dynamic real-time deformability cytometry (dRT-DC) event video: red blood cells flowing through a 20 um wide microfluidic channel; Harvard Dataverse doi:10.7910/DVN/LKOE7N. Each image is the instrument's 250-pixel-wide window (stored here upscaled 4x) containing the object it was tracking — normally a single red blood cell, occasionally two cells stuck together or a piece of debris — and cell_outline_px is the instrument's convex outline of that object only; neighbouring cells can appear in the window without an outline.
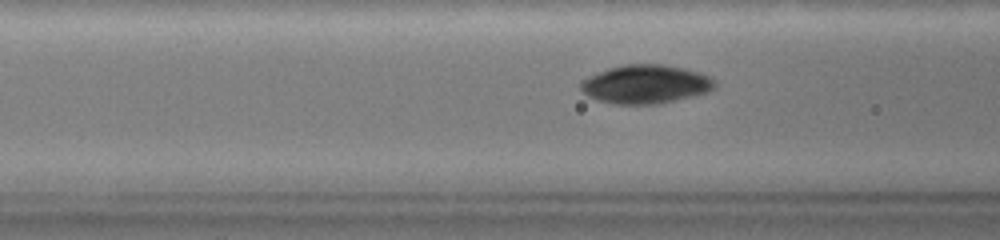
{"species": "common noctule bat (a hibernating species)", "species_latin": "Nyctalus noctula", "temperature_condition": "warm", "stored_images_in_passage": 49, "camera_frame_rate_fps": 3000, "um_per_image_px": 0.085, "animal": {"sex": "female", "body_mass_g": 19.0, "forearm_length_mm": 51.5}, "frame": {"image": 1, "passage_image": 7, "time_ms": 2.0, "image_size_px": [1000, 240], "cell_outline_px": [[716, 84], [708, 92], [660, 104], [612, 104], [596, 100], [588, 96], [580, 88], [580, 80], [588, 76], [608, 68], [624, 64], [664, 64], [684, 68], [700, 72], [716, 80]], "centroid_in_image_um": [54.86, 7.15], "position_along_channel_um": 111.7, "area_um2": 30.46}}
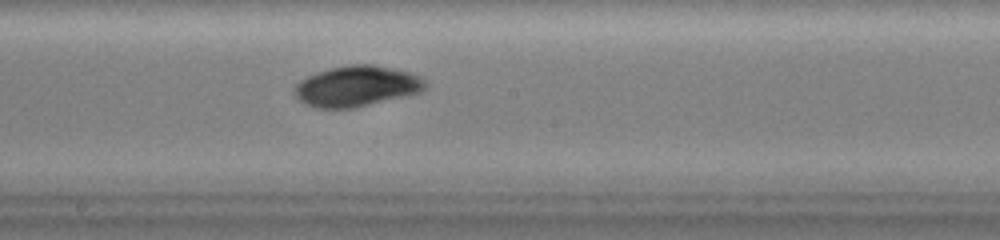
{"frame": {"image": 2, "passage_image": 19, "time_ms": 6.0, "image_size_px": [1000, 240], "cell_outline_px": [[428, 84], [420, 92], [408, 96], [356, 108], [316, 108], [304, 104], [296, 96], [292, 88], [300, 80], [316, 72], [348, 64], [372, 64], [412, 72], [420, 76]], "centroid_in_image_um": [30.33, 7.33], "position_along_channel_um": 217.9, "area_um2": 31.39}}
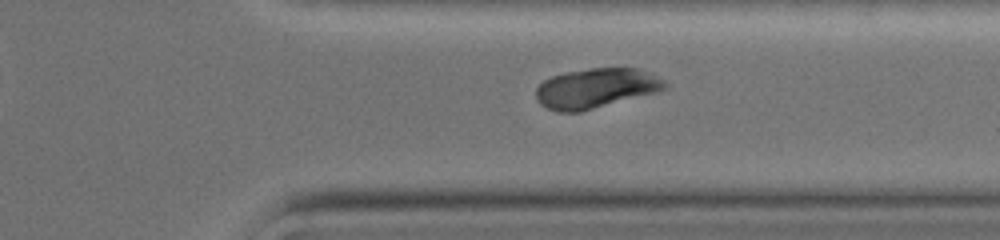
{"frame": {"image": 3, "passage_image": 35, "time_ms": 11.333, "image_size_px": [1000, 240], "cell_outline_px": [[668, 84], [664, 88], [656, 92], [580, 112], [560, 112], [548, 108], [540, 104], [536, 100], [536, 88], [544, 80], [552, 76], [564, 72], [588, 68], [636, 68], [656, 76], [664, 80]], "centroid_in_image_um": [50.61, 7.5], "position_along_channel_um": 360.8, "area_um2": 29.71}}